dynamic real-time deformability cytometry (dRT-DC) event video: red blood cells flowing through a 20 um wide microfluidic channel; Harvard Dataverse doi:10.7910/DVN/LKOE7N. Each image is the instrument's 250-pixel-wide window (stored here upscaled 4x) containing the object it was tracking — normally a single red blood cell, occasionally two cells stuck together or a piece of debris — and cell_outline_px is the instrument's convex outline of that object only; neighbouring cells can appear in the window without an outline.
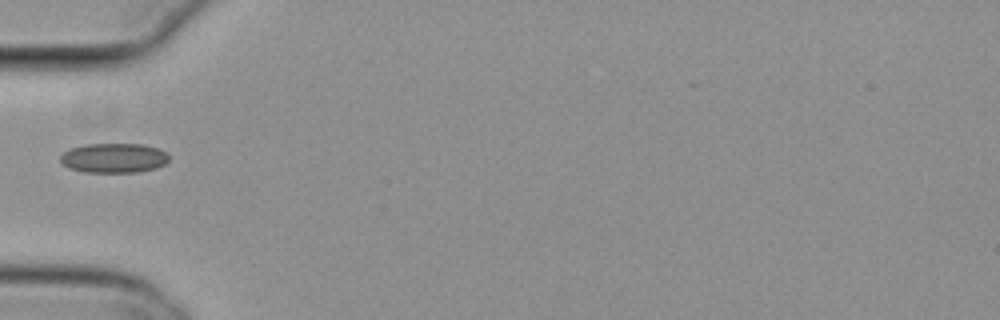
{"species": "common noctule bat (a hibernating species)", "species_latin": "Nyctalus noctula", "temperature_condition": "cold", "stored_images_in_passage": 36, "camera_frame_rate_fps": 3000, "um_per_image_px": 0.085, "animal": {"sex": "female", "body_mass_g": 29.2, "forearm_length_mm": 56.3}, "frame": {"image": 1, "passage_image": 1, "time_ms": 0.0, "image_size_px": [1000, 320], "cell_outline_px": [[168, 160], [164, 164], [156, 168], [140, 172], [84, 172], [68, 168], [60, 160], [60, 156], [64, 152], [72, 148], [84, 144], [144, 144], [160, 148], [168, 152]], "centroid_in_image_um": [9.71, 13.42], "position_along_channel_um": 75.3, "area_um2": 18.9}}
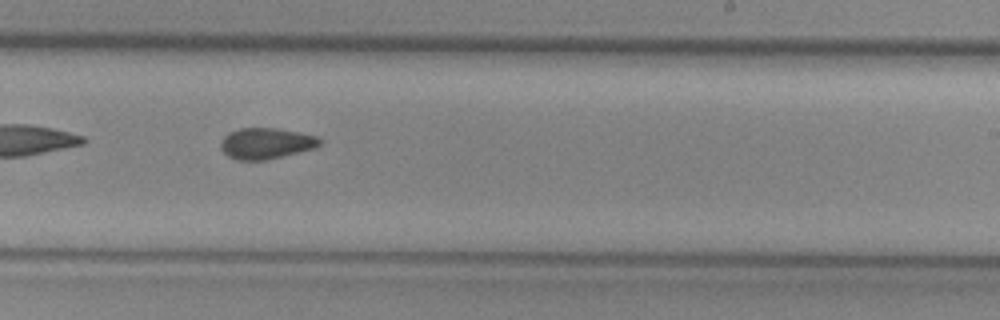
{"frame": {"image": 2, "passage_image": 16, "time_ms": 5.0, "image_size_px": [1000, 320], "cell_outline_px": [[324, 140], [316, 148], [264, 160], [236, 160], [228, 156], [220, 148], [220, 140], [228, 132], [240, 128], [276, 128], [316, 136]], "centroid_in_image_um": [22.59, 12.18], "position_along_channel_um": 266.4, "area_um2": 17.92}}